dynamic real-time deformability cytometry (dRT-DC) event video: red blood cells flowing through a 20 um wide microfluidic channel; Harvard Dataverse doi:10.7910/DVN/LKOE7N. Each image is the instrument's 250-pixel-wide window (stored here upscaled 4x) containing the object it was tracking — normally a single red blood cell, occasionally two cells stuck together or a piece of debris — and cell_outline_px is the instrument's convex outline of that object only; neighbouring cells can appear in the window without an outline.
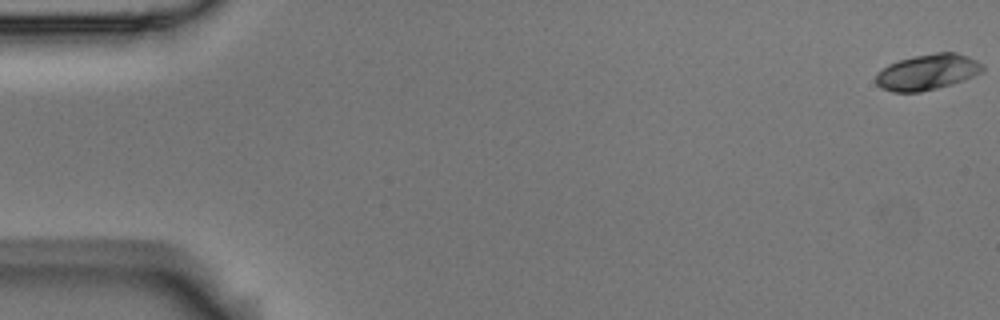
{"species": "Egyptian fruit bat (a non-hibernating species)", "species_latin": "Rousettus aegyptiacus", "temperature_condition": "room temperature", "stored_images_in_passage": 5, "camera_frame_rate_fps": 3000, "um_per_image_px": 0.085, "animal": {"sex": "male"}, "frame": {"image": 1, "passage_image": 1, "time_ms": 0.0, "image_size_px": [1000, 320], "cell_outline_px": [[984, 72], [964, 80], [952, 84], [920, 92], [892, 92], [880, 88], [876, 84], [876, 76], [888, 64], [900, 60], [916, 56], [936, 52], [956, 52], [968, 56], [984, 64]], "centroid_in_image_um": [78.87, 6.13], "position_along_channel_um": 6.1, "area_um2": 22.25}}
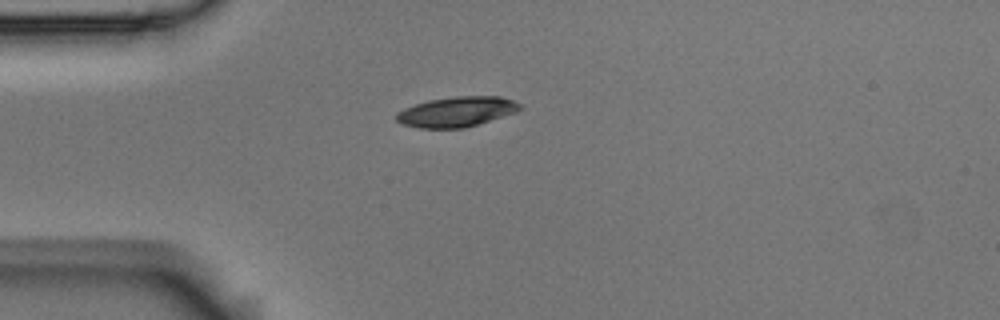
{"frame": {"image": 2, "passage_image": 5, "time_ms": 1.333, "image_size_px": [1000, 320], "cell_outline_px": [[524, 108], [516, 112], [464, 128], [420, 128], [404, 124], [396, 120], [396, 112], [404, 108], [428, 100], [456, 96], [500, 96], [512, 100], [520, 104]], "centroid_in_image_um": [38.82, 9.49], "position_along_channel_um": 46.2, "area_um2": 21.56}}